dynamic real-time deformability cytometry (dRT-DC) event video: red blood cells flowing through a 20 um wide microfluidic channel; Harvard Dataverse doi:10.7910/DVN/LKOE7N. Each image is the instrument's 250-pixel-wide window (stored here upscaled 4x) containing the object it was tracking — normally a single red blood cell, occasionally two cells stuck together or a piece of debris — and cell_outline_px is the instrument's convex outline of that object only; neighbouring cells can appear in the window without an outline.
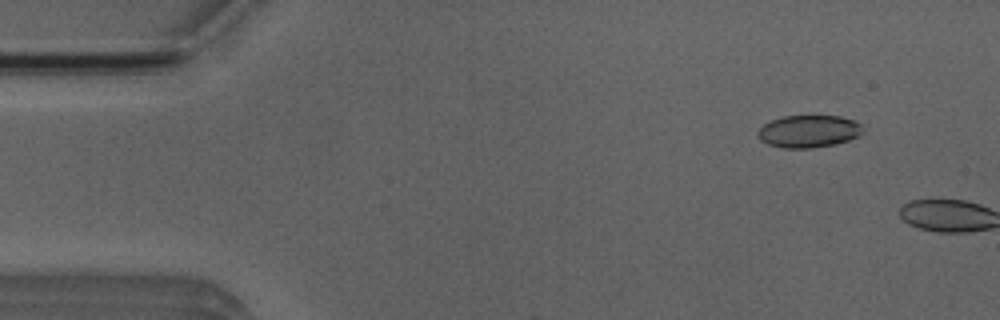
{"species": "Egyptian fruit bat (a non-hibernating species)", "species_latin": "Rousettus aegyptiacus", "temperature_condition": "room temperature", "stored_images_in_passage": 6, "camera_frame_rate_fps": 3000, "um_per_image_px": 0.085, "animal": {"sex": "male"}, "frame": {"image": 1, "passage_image": 5, "time_ms": 1.333, "image_size_px": [1000, 320], "cell_outline_px": [[864, 132], [848, 140], [836, 144], [808, 148], [784, 148], [768, 144], [760, 140], [756, 136], [756, 132], [764, 124], [772, 120], [784, 116], [840, 116], [856, 120], [864, 128]], "centroid_in_image_um": [68.74, 11.16], "position_along_channel_um": 16.3, "area_um2": 19.88}}